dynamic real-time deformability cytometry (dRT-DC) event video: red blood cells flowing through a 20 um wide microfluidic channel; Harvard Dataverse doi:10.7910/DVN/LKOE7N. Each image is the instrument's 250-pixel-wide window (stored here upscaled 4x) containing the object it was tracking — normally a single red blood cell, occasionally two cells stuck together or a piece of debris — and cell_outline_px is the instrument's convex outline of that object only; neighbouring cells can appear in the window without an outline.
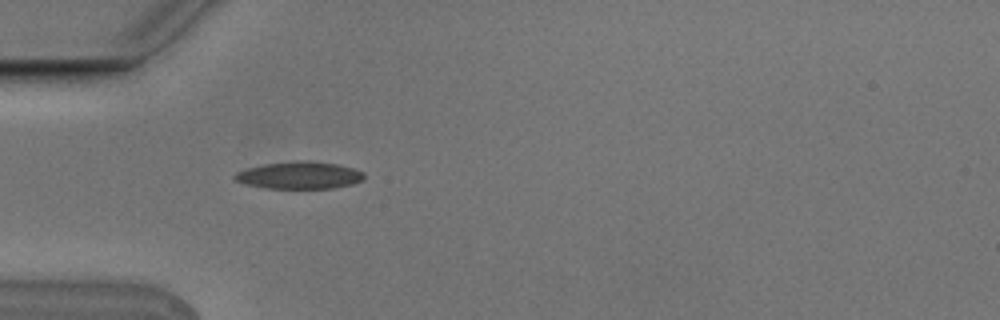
{"species": "Egyptian fruit bat (a non-hibernating species)", "species_latin": "Rousettus aegyptiacus", "temperature_condition": "cold", "stored_images_in_passage": 4, "camera_frame_rate_fps": 3000, "um_per_image_px": 0.085, "animal": {"sex": "male"}, "frame": {"image": 1, "passage_image": 4, "time_ms": 1.0, "image_size_px": [1000, 320], "cell_outline_px": [[364, 180], [352, 184], [332, 188], [268, 188], [248, 184], [236, 180], [232, 176], [236, 172], [248, 168], [264, 164], [296, 160], [308, 160], [336, 164], [352, 168], [364, 172]], "centroid_in_image_um": [25.47, 14.89], "position_along_channel_um": 59.5, "area_um2": 20.4}}